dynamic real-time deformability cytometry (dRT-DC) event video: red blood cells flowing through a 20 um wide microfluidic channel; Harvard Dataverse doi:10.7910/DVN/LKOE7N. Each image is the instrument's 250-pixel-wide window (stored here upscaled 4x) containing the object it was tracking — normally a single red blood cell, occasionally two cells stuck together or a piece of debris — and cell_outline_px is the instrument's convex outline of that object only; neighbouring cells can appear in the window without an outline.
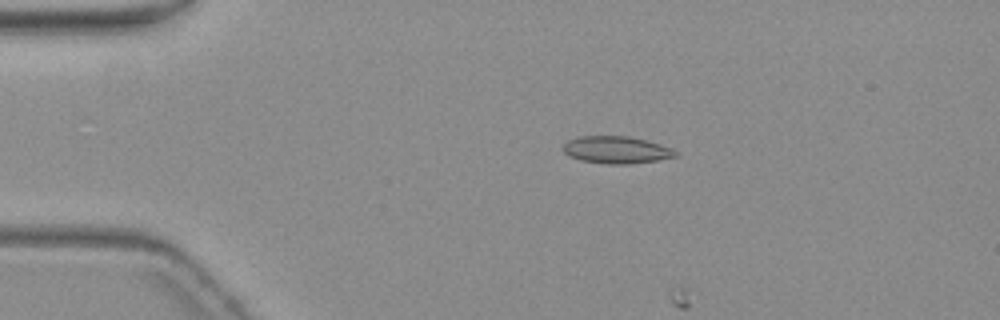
{"species": "common noctule bat (a hibernating species)", "species_latin": "Nyctalus noctula", "temperature_condition": "warm", "stored_images_in_passage": 5, "camera_frame_rate_fps": 3000, "um_per_image_px": 0.085, "animal": {"sex": "female", "body_mass_g": 19.3, "forearm_length_mm": 54.1}, "frame": {"image": 1, "passage_image": 4, "time_ms": 3.667, "image_size_px": [1000, 320], "cell_outline_px": [[676, 156], [656, 160], [628, 164], [608, 164], [580, 160], [568, 156], [560, 148], [568, 140], [580, 136], [628, 136], [660, 144], [672, 148], [676, 152]], "centroid_in_image_um": [52.33, 12.74], "position_along_channel_um": 32.7, "area_um2": 17.74}}